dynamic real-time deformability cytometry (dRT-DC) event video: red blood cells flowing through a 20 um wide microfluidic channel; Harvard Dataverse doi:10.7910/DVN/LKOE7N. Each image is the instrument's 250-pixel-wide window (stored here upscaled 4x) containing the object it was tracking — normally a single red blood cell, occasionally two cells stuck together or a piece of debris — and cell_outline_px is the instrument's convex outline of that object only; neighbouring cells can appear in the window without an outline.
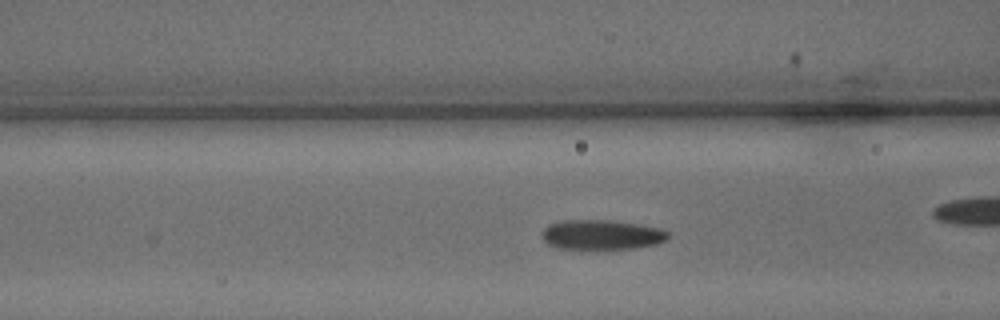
{"species": "common noctule bat (a hibernating species)", "species_latin": "Nyctalus noctula", "temperature_condition": "warm", "stored_images_in_passage": 12, "camera_frame_rate_fps": 3000, "um_per_image_px": 0.085, "animal": {"sex": "male", "body_mass_g": 15.6}, "frame": {"image": 1, "passage_image": 12, "time_ms": 3.667, "image_size_px": [1000, 320], "cell_outline_px": [[668, 236], [664, 240], [656, 244], [636, 248], [556, 248], [548, 244], [540, 236], [540, 232], [548, 224], [560, 220], [608, 220], [640, 224], [664, 228], [668, 232]], "centroid_in_image_um": [51.11, 19.93], "position_along_channel_um": 115.5, "area_um2": 21.96}}